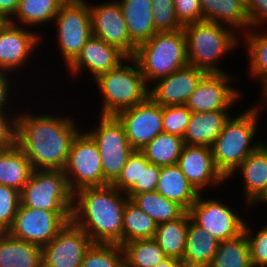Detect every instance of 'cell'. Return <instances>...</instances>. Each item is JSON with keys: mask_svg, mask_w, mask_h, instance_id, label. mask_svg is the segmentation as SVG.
Instances as JSON below:
<instances>
[{"mask_svg": "<svg viewBox=\"0 0 267 267\" xmlns=\"http://www.w3.org/2000/svg\"><path fill=\"white\" fill-rule=\"evenodd\" d=\"M189 212L180 218L157 225L154 239L167 257L183 260L186 249Z\"/></svg>", "mask_w": 267, "mask_h": 267, "instance_id": "f1b7e54d", "label": "cell"}, {"mask_svg": "<svg viewBox=\"0 0 267 267\" xmlns=\"http://www.w3.org/2000/svg\"><path fill=\"white\" fill-rule=\"evenodd\" d=\"M209 267H253L249 242L244 231L232 239L219 242Z\"/></svg>", "mask_w": 267, "mask_h": 267, "instance_id": "836d02e7", "label": "cell"}, {"mask_svg": "<svg viewBox=\"0 0 267 267\" xmlns=\"http://www.w3.org/2000/svg\"><path fill=\"white\" fill-rule=\"evenodd\" d=\"M250 28H260L267 22V0H245Z\"/></svg>", "mask_w": 267, "mask_h": 267, "instance_id": "bcb514c9", "label": "cell"}, {"mask_svg": "<svg viewBox=\"0 0 267 267\" xmlns=\"http://www.w3.org/2000/svg\"><path fill=\"white\" fill-rule=\"evenodd\" d=\"M89 5L92 36L117 47L127 57H133L136 45L131 41L119 1Z\"/></svg>", "mask_w": 267, "mask_h": 267, "instance_id": "5bb4252c", "label": "cell"}, {"mask_svg": "<svg viewBox=\"0 0 267 267\" xmlns=\"http://www.w3.org/2000/svg\"><path fill=\"white\" fill-rule=\"evenodd\" d=\"M163 106L150 97L119 112L116 116L124 125L129 144L134 150H142L159 133L163 132Z\"/></svg>", "mask_w": 267, "mask_h": 267, "instance_id": "9a60e30c", "label": "cell"}, {"mask_svg": "<svg viewBox=\"0 0 267 267\" xmlns=\"http://www.w3.org/2000/svg\"><path fill=\"white\" fill-rule=\"evenodd\" d=\"M119 3L129 36L136 46L158 32L153 21L151 0H120Z\"/></svg>", "mask_w": 267, "mask_h": 267, "instance_id": "603a6c76", "label": "cell"}, {"mask_svg": "<svg viewBox=\"0 0 267 267\" xmlns=\"http://www.w3.org/2000/svg\"><path fill=\"white\" fill-rule=\"evenodd\" d=\"M8 73L0 72V110H5L4 107L7 106L9 97L8 93L11 90L9 86H11L9 82H11L8 77ZM6 105V106H5Z\"/></svg>", "mask_w": 267, "mask_h": 267, "instance_id": "c3c4849f", "label": "cell"}, {"mask_svg": "<svg viewBox=\"0 0 267 267\" xmlns=\"http://www.w3.org/2000/svg\"><path fill=\"white\" fill-rule=\"evenodd\" d=\"M20 0H0V22L10 21L19 6Z\"/></svg>", "mask_w": 267, "mask_h": 267, "instance_id": "7dc6e473", "label": "cell"}, {"mask_svg": "<svg viewBox=\"0 0 267 267\" xmlns=\"http://www.w3.org/2000/svg\"><path fill=\"white\" fill-rule=\"evenodd\" d=\"M86 132L96 142L104 178L112 184L134 151L128 142L124 125L115 115H100L98 127Z\"/></svg>", "mask_w": 267, "mask_h": 267, "instance_id": "9c48e42d", "label": "cell"}, {"mask_svg": "<svg viewBox=\"0 0 267 267\" xmlns=\"http://www.w3.org/2000/svg\"><path fill=\"white\" fill-rule=\"evenodd\" d=\"M173 3L176 18L182 26L203 21L200 0H173Z\"/></svg>", "mask_w": 267, "mask_h": 267, "instance_id": "7bdbcfd3", "label": "cell"}, {"mask_svg": "<svg viewBox=\"0 0 267 267\" xmlns=\"http://www.w3.org/2000/svg\"><path fill=\"white\" fill-rule=\"evenodd\" d=\"M7 115L9 116L6 111L0 110V150L10 148L16 143V114L12 117Z\"/></svg>", "mask_w": 267, "mask_h": 267, "instance_id": "f6af8a7d", "label": "cell"}, {"mask_svg": "<svg viewBox=\"0 0 267 267\" xmlns=\"http://www.w3.org/2000/svg\"><path fill=\"white\" fill-rule=\"evenodd\" d=\"M160 167L149 163L141 165L140 184H135L127 193L129 199L135 194L156 191Z\"/></svg>", "mask_w": 267, "mask_h": 267, "instance_id": "ee69618b", "label": "cell"}, {"mask_svg": "<svg viewBox=\"0 0 267 267\" xmlns=\"http://www.w3.org/2000/svg\"><path fill=\"white\" fill-rule=\"evenodd\" d=\"M258 105L250 107L237 117L229 118L216 141L211 145L214 164L228 180L240 164L264 142H251L256 136L257 120L260 116Z\"/></svg>", "mask_w": 267, "mask_h": 267, "instance_id": "3957f363", "label": "cell"}, {"mask_svg": "<svg viewBox=\"0 0 267 267\" xmlns=\"http://www.w3.org/2000/svg\"><path fill=\"white\" fill-rule=\"evenodd\" d=\"M259 203H267V193L263 196V198L259 201Z\"/></svg>", "mask_w": 267, "mask_h": 267, "instance_id": "816d5d0a", "label": "cell"}, {"mask_svg": "<svg viewBox=\"0 0 267 267\" xmlns=\"http://www.w3.org/2000/svg\"><path fill=\"white\" fill-rule=\"evenodd\" d=\"M133 67L124 65L123 61L112 70L95 79L101 92V115H117L122 110L143 103L149 98V84L141 73L136 60L127 57Z\"/></svg>", "mask_w": 267, "mask_h": 267, "instance_id": "8992f818", "label": "cell"}, {"mask_svg": "<svg viewBox=\"0 0 267 267\" xmlns=\"http://www.w3.org/2000/svg\"><path fill=\"white\" fill-rule=\"evenodd\" d=\"M183 138L170 133H159L141 151L146 159L159 167L176 165L184 148Z\"/></svg>", "mask_w": 267, "mask_h": 267, "instance_id": "1f68e13d", "label": "cell"}, {"mask_svg": "<svg viewBox=\"0 0 267 267\" xmlns=\"http://www.w3.org/2000/svg\"><path fill=\"white\" fill-rule=\"evenodd\" d=\"M67 0H20L18 9L9 22L32 27L55 19L59 9ZM15 19V20H14Z\"/></svg>", "mask_w": 267, "mask_h": 267, "instance_id": "f546056e", "label": "cell"}, {"mask_svg": "<svg viewBox=\"0 0 267 267\" xmlns=\"http://www.w3.org/2000/svg\"><path fill=\"white\" fill-rule=\"evenodd\" d=\"M260 86L262 87V91H263L262 93H263V96H264L262 98L263 100H261V101L263 102V105L267 106V80L264 81Z\"/></svg>", "mask_w": 267, "mask_h": 267, "instance_id": "f907efd6", "label": "cell"}, {"mask_svg": "<svg viewBox=\"0 0 267 267\" xmlns=\"http://www.w3.org/2000/svg\"><path fill=\"white\" fill-rule=\"evenodd\" d=\"M57 25L58 46L68 67L92 36L91 14L88 2L67 0L54 19ZM67 62V63H66Z\"/></svg>", "mask_w": 267, "mask_h": 267, "instance_id": "30bf717a", "label": "cell"}, {"mask_svg": "<svg viewBox=\"0 0 267 267\" xmlns=\"http://www.w3.org/2000/svg\"><path fill=\"white\" fill-rule=\"evenodd\" d=\"M156 191L181 205L187 212L199 195L177 164L160 167Z\"/></svg>", "mask_w": 267, "mask_h": 267, "instance_id": "4316f807", "label": "cell"}, {"mask_svg": "<svg viewBox=\"0 0 267 267\" xmlns=\"http://www.w3.org/2000/svg\"><path fill=\"white\" fill-rule=\"evenodd\" d=\"M127 56L117 47L109 45L102 39L91 36L75 60L68 66L72 75L88 70L95 80L99 75L117 67ZM86 67V69H85Z\"/></svg>", "mask_w": 267, "mask_h": 267, "instance_id": "ffe728a7", "label": "cell"}, {"mask_svg": "<svg viewBox=\"0 0 267 267\" xmlns=\"http://www.w3.org/2000/svg\"><path fill=\"white\" fill-rule=\"evenodd\" d=\"M186 35L188 65L206 73H227L218 67L220 58L238 46L236 31L223 24L200 21L183 26Z\"/></svg>", "mask_w": 267, "mask_h": 267, "instance_id": "277c9868", "label": "cell"}, {"mask_svg": "<svg viewBox=\"0 0 267 267\" xmlns=\"http://www.w3.org/2000/svg\"><path fill=\"white\" fill-rule=\"evenodd\" d=\"M177 165L198 193L209 185L218 186L227 181L217 170L211 147L208 146L185 144Z\"/></svg>", "mask_w": 267, "mask_h": 267, "instance_id": "d6986e66", "label": "cell"}, {"mask_svg": "<svg viewBox=\"0 0 267 267\" xmlns=\"http://www.w3.org/2000/svg\"><path fill=\"white\" fill-rule=\"evenodd\" d=\"M200 5L203 21L227 24L234 31L250 29L245 0H200Z\"/></svg>", "mask_w": 267, "mask_h": 267, "instance_id": "cb8c5ba5", "label": "cell"}, {"mask_svg": "<svg viewBox=\"0 0 267 267\" xmlns=\"http://www.w3.org/2000/svg\"><path fill=\"white\" fill-rule=\"evenodd\" d=\"M191 116L186 105L163 106V132L183 138Z\"/></svg>", "mask_w": 267, "mask_h": 267, "instance_id": "f35d334b", "label": "cell"}, {"mask_svg": "<svg viewBox=\"0 0 267 267\" xmlns=\"http://www.w3.org/2000/svg\"><path fill=\"white\" fill-rule=\"evenodd\" d=\"M149 163L141 150H134L112 185L120 192L127 193L135 184H140L141 165Z\"/></svg>", "mask_w": 267, "mask_h": 267, "instance_id": "74e56055", "label": "cell"}, {"mask_svg": "<svg viewBox=\"0 0 267 267\" xmlns=\"http://www.w3.org/2000/svg\"><path fill=\"white\" fill-rule=\"evenodd\" d=\"M133 58L148 83L187 66L184 30L157 32L148 41L136 47Z\"/></svg>", "mask_w": 267, "mask_h": 267, "instance_id": "5b68a950", "label": "cell"}, {"mask_svg": "<svg viewBox=\"0 0 267 267\" xmlns=\"http://www.w3.org/2000/svg\"><path fill=\"white\" fill-rule=\"evenodd\" d=\"M37 33L9 21L0 22V72L12 74L22 69L42 40Z\"/></svg>", "mask_w": 267, "mask_h": 267, "instance_id": "e0dca14e", "label": "cell"}, {"mask_svg": "<svg viewBox=\"0 0 267 267\" xmlns=\"http://www.w3.org/2000/svg\"><path fill=\"white\" fill-rule=\"evenodd\" d=\"M207 73L187 65L162 77L149 90V97L161 106L186 105L190 95Z\"/></svg>", "mask_w": 267, "mask_h": 267, "instance_id": "ac0fdd59", "label": "cell"}, {"mask_svg": "<svg viewBox=\"0 0 267 267\" xmlns=\"http://www.w3.org/2000/svg\"><path fill=\"white\" fill-rule=\"evenodd\" d=\"M93 243L84 230L70 221L42 246V267H80Z\"/></svg>", "mask_w": 267, "mask_h": 267, "instance_id": "4fadbf2b", "label": "cell"}, {"mask_svg": "<svg viewBox=\"0 0 267 267\" xmlns=\"http://www.w3.org/2000/svg\"><path fill=\"white\" fill-rule=\"evenodd\" d=\"M33 170L32 164L16 143L0 150V184L21 192Z\"/></svg>", "mask_w": 267, "mask_h": 267, "instance_id": "83f0119b", "label": "cell"}, {"mask_svg": "<svg viewBox=\"0 0 267 267\" xmlns=\"http://www.w3.org/2000/svg\"><path fill=\"white\" fill-rule=\"evenodd\" d=\"M151 2L153 21L158 32L183 29L176 18L173 0H151Z\"/></svg>", "mask_w": 267, "mask_h": 267, "instance_id": "ab89813d", "label": "cell"}, {"mask_svg": "<svg viewBox=\"0 0 267 267\" xmlns=\"http://www.w3.org/2000/svg\"><path fill=\"white\" fill-rule=\"evenodd\" d=\"M16 115V144L24 152L33 169L63 170L71 143L81 131L74 123L75 119L45 113L31 115L21 112Z\"/></svg>", "mask_w": 267, "mask_h": 267, "instance_id": "6da1fadb", "label": "cell"}, {"mask_svg": "<svg viewBox=\"0 0 267 267\" xmlns=\"http://www.w3.org/2000/svg\"><path fill=\"white\" fill-rule=\"evenodd\" d=\"M63 171L73 193L87 187H102L110 184L104 178L101 154L96 142L82 130L71 143Z\"/></svg>", "mask_w": 267, "mask_h": 267, "instance_id": "ba28073f", "label": "cell"}, {"mask_svg": "<svg viewBox=\"0 0 267 267\" xmlns=\"http://www.w3.org/2000/svg\"><path fill=\"white\" fill-rule=\"evenodd\" d=\"M157 224L139 206L128 199L123 212L122 245L129 241L154 238Z\"/></svg>", "mask_w": 267, "mask_h": 267, "instance_id": "d6a6232c", "label": "cell"}, {"mask_svg": "<svg viewBox=\"0 0 267 267\" xmlns=\"http://www.w3.org/2000/svg\"><path fill=\"white\" fill-rule=\"evenodd\" d=\"M228 110L192 113L183 136L186 145L208 146L216 141L225 123L232 116Z\"/></svg>", "mask_w": 267, "mask_h": 267, "instance_id": "7402d4cb", "label": "cell"}, {"mask_svg": "<svg viewBox=\"0 0 267 267\" xmlns=\"http://www.w3.org/2000/svg\"><path fill=\"white\" fill-rule=\"evenodd\" d=\"M72 212H54L19 205L14 221L7 231L11 236L44 246L71 221Z\"/></svg>", "mask_w": 267, "mask_h": 267, "instance_id": "8fae6325", "label": "cell"}, {"mask_svg": "<svg viewBox=\"0 0 267 267\" xmlns=\"http://www.w3.org/2000/svg\"><path fill=\"white\" fill-rule=\"evenodd\" d=\"M238 170L244 177L243 186H245L247 207L258 204L267 193V147L265 143L252 152L230 176L233 177Z\"/></svg>", "mask_w": 267, "mask_h": 267, "instance_id": "44dd1931", "label": "cell"}, {"mask_svg": "<svg viewBox=\"0 0 267 267\" xmlns=\"http://www.w3.org/2000/svg\"><path fill=\"white\" fill-rule=\"evenodd\" d=\"M128 199L112 184L80 189L74 193L71 221L94 243L122 246L123 212Z\"/></svg>", "mask_w": 267, "mask_h": 267, "instance_id": "7a4b0ae2", "label": "cell"}, {"mask_svg": "<svg viewBox=\"0 0 267 267\" xmlns=\"http://www.w3.org/2000/svg\"><path fill=\"white\" fill-rule=\"evenodd\" d=\"M131 200L157 225L176 220L187 212L181 205L167 199L157 191L135 194Z\"/></svg>", "mask_w": 267, "mask_h": 267, "instance_id": "4dcf8cb0", "label": "cell"}, {"mask_svg": "<svg viewBox=\"0 0 267 267\" xmlns=\"http://www.w3.org/2000/svg\"><path fill=\"white\" fill-rule=\"evenodd\" d=\"M230 78L228 73H207L186 103L189 111L202 113L230 109L241 97V91L229 85Z\"/></svg>", "mask_w": 267, "mask_h": 267, "instance_id": "2e32d148", "label": "cell"}, {"mask_svg": "<svg viewBox=\"0 0 267 267\" xmlns=\"http://www.w3.org/2000/svg\"><path fill=\"white\" fill-rule=\"evenodd\" d=\"M250 33H249V32ZM244 36V43L247 47V53L250 56L249 62V72L250 76H253L254 79L258 80L262 84L267 80V33L254 32L248 30Z\"/></svg>", "mask_w": 267, "mask_h": 267, "instance_id": "d590c367", "label": "cell"}, {"mask_svg": "<svg viewBox=\"0 0 267 267\" xmlns=\"http://www.w3.org/2000/svg\"><path fill=\"white\" fill-rule=\"evenodd\" d=\"M74 193L63 170H33L20 192V205L54 212H72Z\"/></svg>", "mask_w": 267, "mask_h": 267, "instance_id": "52a82bcc", "label": "cell"}, {"mask_svg": "<svg viewBox=\"0 0 267 267\" xmlns=\"http://www.w3.org/2000/svg\"><path fill=\"white\" fill-rule=\"evenodd\" d=\"M155 267H185L182 260L173 257H167Z\"/></svg>", "mask_w": 267, "mask_h": 267, "instance_id": "681fc988", "label": "cell"}, {"mask_svg": "<svg viewBox=\"0 0 267 267\" xmlns=\"http://www.w3.org/2000/svg\"><path fill=\"white\" fill-rule=\"evenodd\" d=\"M20 205V192L0 184V232H7L13 224Z\"/></svg>", "mask_w": 267, "mask_h": 267, "instance_id": "60d3db41", "label": "cell"}, {"mask_svg": "<svg viewBox=\"0 0 267 267\" xmlns=\"http://www.w3.org/2000/svg\"><path fill=\"white\" fill-rule=\"evenodd\" d=\"M0 267H42V247L0 232Z\"/></svg>", "mask_w": 267, "mask_h": 267, "instance_id": "484cf974", "label": "cell"}, {"mask_svg": "<svg viewBox=\"0 0 267 267\" xmlns=\"http://www.w3.org/2000/svg\"><path fill=\"white\" fill-rule=\"evenodd\" d=\"M243 231L249 242L252 266L267 267V225L261 227L255 235L245 222Z\"/></svg>", "mask_w": 267, "mask_h": 267, "instance_id": "b9f144b4", "label": "cell"}, {"mask_svg": "<svg viewBox=\"0 0 267 267\" xmlns=\"http://www.w3.org/2000/svg\"><path fill=\"white\" fill-rule=\"evenodd\" d=\"M199 193L197 200L189 209L190 218L220 242L240 235L245 221L241 215L215 198L202 199Z\"/></svg>", "mask_w": 267, "mask_h": 267, "instance_id": "7c38bea8", "label": "cell"}, {"mask_svg": "<svg viewBox=\"0 0 267 267\" xmlns=\"http://www.w3.org/2000/svg\"><path fill=\"white\" fill-rule=\"evenodd\" d=\"M80 267H125L122 246L117 243H93Z\"/></svg>", "mask_w": 267, "mask_h": 267, "instance_id": "8d00e7d4", "label": "cell"}, {"mask_svg": "<svg viewBox=\"0 0 267 267\" xmlns=\"http://www.w3.org/2000/svg\"><path fill=\"white\" fill-rule=\"evenodd\" d=\"M122 249L125 267H155L167 258L154 238L129 241Z\"/></svg>", "mask_w": 267, "mask_h": 267, "instance_id": "e575fe53", "label": "cell"}, {"mask_svg": "<svg viewBox=\"0 0 267 267\" xmlns=\"http://www.w3.org/2000/svg\"><path fill=\"white\" fill-rule=\"evenodd\" d=\"M219 240L189 218L186 249L183 256L185 267H209L219 246Z\"/></svg>", "mask_w": 267, "mask_h": 267, "instance_id": "d4e9b609", "label": "cell"}]
</instances>
